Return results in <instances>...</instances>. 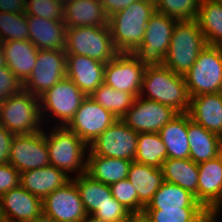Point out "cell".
Wrapping results in <instances>:
<instances>
[{"instance_id":"obj_52","label":"cell","mask_w":222,"mask_h":222,"mask_svg":"<svg viewBox=\"0 0 222 222\" xmlns=\"http://www.w3.org/2000/svg\"><path fill=\"white\" fill-rule=\"evenodd\" d=\"M210 1L215 2V3H219L222 5V0H210Z\"/></svg>"},{"instance_id":"obj_10","label":"cell","mask_w":222,"mask_h":222,"mask_svg":"<svg viewBox=\"0 0 222 222\" xmlns=\"http://www.w3.org/2000/svg\"><path fill=\"white\" fill-rule=\"evenodd\" d=\"M66 65L65 50H38L35 67L23 83L24 90L39 98L66 77Z\"/></svg>"},{"instance_id":"obj_11","label":"cell","mask_w":222,"mask_h":222,"mask_svg":"<svg viewBox=\"0 0 222 222\" xmlns=\"http://www.w3.org/2000/svg\"><path fill=\"white\" fill-rule=\"evenodd\" d=\"M138 135V132L118 119L96 138L89 149L95 155L134 161Z\"/></svg>"},{"instance_id":"obj_31","label":"cell","mask_w":222,"mask_h":222,"mask_svg":"<svg viewBox=\"0 0 222 222\" xmlns=\"http://www.w3.org/2000/svg\"><path fill=\"white\" fill-rule=\"evenodd\" d=\"M72 179L78 187L87 215H93L113 198L109 185L91 178L86 173L73 175Z\"/></svg>"},{"instance_id":"obj_30","label":"cell","mask_w":222,"mask_h":222,"mask_svg":"<svg viewBox=\"0 0 222 222\" xmlns=\"http://www.w3.org/2000/svg\"><path fill=\"white\" fill-rule=\"evenodd\" d=\"M164 181L176 184L195 195L198 201V164L189 159L167 158L162 165Z\"/></svg>"},{"instance_id":"obj_48","label":"cell","mask_w":222,"mask_h":222,"mask_svg":"<svg viewBox=\"0 0 222 222\" xmlns=\"http://www.w3.org/2000/svg\"><path fill=\"white\" fill-rule=\"evenodd\" d=\"M83 222H113L110 220H104L99 217H95L94 215H87Z\"/></svg>"},{"instance_id":"obj_5","label":"cell","mask_w":222,"mask_h":222,"mask_svg":"<svg viewBox=\"0 0 222 222\" xmlns=\"http://www.w3.org/2000/svg\"><path fill=\"white\" fill-rule=\"evenodd\" d=\"M0 123L14 135L44 130L39 98L24 89L0 103Z\"/></svg>"},{"instance_id":"obj_53","label":"cell","mask_w":222,"mask_h":222,"mask_svg":"<svg viewBox=\"0 0 222 222\" xmlns=\"http://www.w3.org/2000/svg\"><path fill=\"white\" fill-rule=\"evenodd\" d=\"M59 1H61L64 4L66 1H69V0H59Z\"/></svg>"},{"instance_id":"obj_43","label":"cell","mask_w":222,"mask_h":222,"mask_svg":"<svg viewBox=\"0 0 222 222\" xmlns=\"http://www.w3.org/2000/svg\"><path fill=\"white\" fill-rule=\"evenodd\" d=\"M14 136L0 123V164L9 163L10 147Z\"/></svg>"},{"instance_id":"obj_16","label":"cell","mask_w":222,"mask_h":222,"mask_svg":"<svg viewBox=\"0 0 222 222\" xmlns=\"http://www.w3.org/2000/svg\"><path fill=\"white\" fill-rule=\"evenodd\" d=\"M43 213L58 222H83L87 212L73 179L43 199Z\"/></svg>"},{"instance_id":"obj_23","label":"cell","mask_w":222,"mask_h":222,"mask_svg":"<svg viewBox=\"0 0 222 222\" xmlns=\"http://www.w3.org/2000/svg\"><path fill=\"white\" fill-rule=\"evenodd\" d=\"M66 28L108 25V16L99 0H69L64 3Z\"/></svg>"},{"instance_id":"obj_49","label":"cell","mask_w":222,"mask_h":222,"mask_svg":"<svg viewBox=\"0 0 222 222\" xmlns=\"http://www.w3.org/2000/svg\"><path fill=\"white\" fill-rule=\"evenodd\" d=\"M5 66H7L5 62V55L3 53L2 42L0 41V67Z\"/></svg>"},{"instance_id":"obj_25","label":"cell","mask_w":222,"mask_h":222,"mask_svg":"<svg viewBox=\"0 0 222 222\" xmlns=\"http://www.w3.org/2000/svg\"><path fill=\"white\" fill-rule=\"evenodd\" d=\"M132 161L95 155L90 149L87 154L86 174L106 185H111L128 176Z\"/></svg>"},{"instance_id":"obj_2","label":"cell","mask_w":222,"mask_h":222,"mask_svg":"<svg viewBox=\"0 0 222 222\" xmlns=\"http://www.w3.org/2000/svg\"><path fill=\"white\" fill-rule=\"evenodd\" d=\"M139 96L169 106L178 113L188 112L191 99L184 76L164 65H147Z\"/></svg>"},{"instance_id":"obj_13","label":"cell","mask_w":222,"mask_h":222,"mask_svg":"<svg viewBox=\"0 0 222 222\" xmlns=\"http://www.w3.org/2000/svg\"><path fill=\"white\" fill-rule=\"evenodd\" d=\"M45 128L35 133L14 136L9 163L20 173L50 165Z\"/></svg>"},{"instance_id":"obj_7","label":"cell","mask_w":222,"mask_h":222,"mask_svg":"<svg viewBox=\"0 0 222 222\" xmlns=\"http://www.w3.org/2000/svg\"><path fill=\"white\" fill-rule=\"evenodd\" d=\"M184 78L190 98L222 92V46L207 45Z\"/></svg>"},{"instance_id":"obj_15","label":"cell","mask_w":222,"mask_h":222,"mask_svg":"<svg viewBox=\"0 0 222 222\" xmlns=\"http://www.w3.org/2000/svg\"><path fill=\"white\" fill-rule=\"evenodd\" d=\"M117 120L110 111L87 96L66 127L90 146Z\"/></svg>"},{"instance_id":"obj_50","label":"cell","mask_w":222,"mask_h":222,"mask_svg":"<svg viewBox=\"0 0 222 222\" xmlns=\"http://www.w3.org/2000/svg\"><path fill=\"white\" fill-rule=\"evenodd\" d=\"M217 158L220 160L221 165H222V142H221V144H220V146H219V149H218Z\"/></svg>"},{"instance_id":"obj_20","label":"cell","mask_w":222,"mask_h":222,"mask_svg":"<svg viewBox=\"0 0 222 222\" xmlns=\"http://www.w3.org/2000/svg\"><path fill=\"white\" fill-rule=\"evenodd\" d=\"M190 119L222 138V92L191 97Z\"/></svg>"},{"instance_id":"obj_38","label":"cell","mask_w":222,"mask_h":222,"mask_svg":"<svg viewBox=\"0 0 222 222\" xmlns=\"http://www.w3.org/2000/svg\"><path fill=\"white\" fill-rule=\"evenodd\" d=\"M111 193L129 212H142L144 205L138 200L137 192L126 178L110 185Z\"/></svg>"},{"instance_id":"obj_35","label":"cell","mask_w":222,"mask_h":222,"mask_svg":"<svg viewBox=\"0 0 222 222\" xmlns=\"http://www.w3.org/2000/svg\"><path fill=\"white\" fill-rule=\"evenodd\" d=\"M151 222H206L212 215L205 208L143 210Z\"/></svg>"},{"instance_id":"obj_51","label":"cell","mask_w":222,"mask_h":222,"mask_svg":"<svg viewBox=\"0 0 222 222\" xmlns=\"http://www.w3.org/2000/svg\"><path fill=\"white\" fill-rule=\"evenodd\" d=\"M218 216H211L206 222H219Z\"/></svg>"},{"instance_id":"obj_39","label":"cell","mask_w":222,"mask_h":222,"mask_svg":"<svg viewBox=\"0 0 222 222\" xmlns=\"http://www.w3.org/2000/svg\"><path fill=\"white\" fill-rule=\"evenodd\" d=\"M64 4L59 0H26V15L63 21Z\"/></svg>"},{"instance_id":"obj_45","label":"cell","mask_w":222,"mask_h":222,"mask_svg":"<svg viewBox=\"0 0 222 222\" xmlns=\"http://www.w3.org/2000/svg\"><path fill=\"white\" fill-rule=\"evenodd\" d=\"M0 11L26 14V0H0Z\"/></svg>"},{"instance_id":"obj_27","label":"cell","mask_w":222,"mask_h":222,"mask_svg":"<svg viewBox=\"0 0 222 222\" xmlns=\"http://www.w3.org/2000/svg\"><path fill=\"white\" fill-rule=\"evenodd\" d=\"M188 142L190 159L196 164L217 158L222 138L190 119L188 114Z\"/></svg>"},{"instance_id":"obj_17","label":"cell","mask_w":222,"mask_h":222,"mask_svg":"<svg viewBox=\"0 0 222 222\" xmlns=\"http://www.w3.org/2000/svg\"><path fill=\"white\" fill-rule=\"evenodd\" d=\"M43 213V200L18 186L0 197L3 222H31Z\"/></svg>"},{"instance_id":"obj_32","label":"cell","mask_w":222,"mask_h":222,"mask_svg":"<svg viewBox=\"0 0 222 222\" xmlns=\"http://www.w3.org/2000/svg\"><path fill=\"white\" fill-rule=\"evenodd\" d=\"M196 20L207 45L222 46V5L201 0Z\"/></svg>"},{"instance_id":"obj_42","label":"cell","mask_w":222,"mask_h":222,"mask_svg":"<svg viewBox=\"0 0 222 222\" xmlns=\"http://www.w3.org/2000/svg\"><path fill=\"white\" fill-rule=\"evenodd\" d=\"M20 186V172L10 163L0 164V197Z\"/></svg>"},{"instance_id":"obj_36","label":"cell","mask_w":222,"mask_h":222,"mask_svg":"<svg viewBox=\"0 0 222 222\" xmlns=\"http://www.w3.org/2000/svg\"><path fill=\"white\" fill-rule=\"evenodd\" d=\"M29 40L26 14L0 11V41Z\"/></svg>"},{"instance_id":"obj_34","label":"cell","mask_w":222,"mask_h":222,"mask_svg":"<svg viewBox=\"0 0 222 222\" xmlns=\"http://www.w3.org/2000/svg\"><path fill=\"white\" fill-rule=\"evenodd\" d=\"M167 149L159 133H139L135 162L162 168Z\"/></svg>"},{"instance_id":"obj_41","label":"cell","mask_w":222,"mask_h":222,"mask_svg":"<svg viewBox=\"0 0 222 222\" xmlns=\"http://www.w3.org/2000/svg\"><path fill=\"white\" fill-rule=\"evenodd\" d=\"M129 212L123 205H121L115 198H112L109 203L97 210L93 215L104 220L113 222H124L129 216Z\"/></svg>"},{"instance_id":"obj_44","label":"cell","mask_w":222,"mask_h":222,"mask_svg":"<svg viewBox=\"0 0 222 222\" xmlns=\"http://www.w3.org/2000/svg\"><path fill=\"white\" fill-rule=\"evenodd\" d=\"M138 0H99L103 5L106 15L109 17L112 14L129 7L132 3Z\"/></svg>"},{"instance_id":"obj_3","label":"cell","mask_w":222,"mask_h":222,"mask_svg":"<svg viewBox=\"0 0 222 222\" xmlns=\"http://www.w3.org/2000/svg\"><path fill=\"white\" fill-rule=\"evenodd\" d=\"M46 132L50 165L76 176L86 173L89 146L66 126H56ZM72 173V174H71Z\"/></svg>"},{"instance_id":"obj_33","label":"cell","mask_w":222,"mask_h":222,"mask_svg":"<svg viewBox=\"0 0 222 222\" xmlns=\"http://www.w3.org/2000/svg\"><path fill=\"white\" fill-rule=\"evenodd\" d=\"M89 97L110 111L117 119H121L126 114L136 99L133 93L114 89L105 83L101 84Z\"/></svg>"},{"instance_id":"obj_37","label":"cell","mask_w":222,"mask_h":222,"mask_svg":"<svg viewBox=\"0 0 222 222\" xmlns=\"http://www.w3.org/2000/svg\"><path fill=\"white\" fill-rule=\"evenodd\" d=\"M201 0H155L156 11L177 20H195Z\"/></svg>"},{"instance_id":"obj_12","label":"cell","mask_w":222,"mask_h":222,"mask_svg":"<svg viewBox=\"0 0 222 222\" xmlns=\"http://www.w3.org/2000/svg\"><path fill=\"white\" fill-rule=\"evenodd\" d=\"M177 114L169 106L137 96L121 120L138 133H159Z\"/></svg>"},{"instance_id":"obj_28","label":"cell","mask_w":222,"mask_h":222,"mask_svg":"<svg viewBox=\"0 0 222 222\" xmlns=\"http://www.w3.org/2000/svg\"><path fill=\"white\" fill-rule=\"evenodd\" d=\"M127 179L134 186L138 200L146 207L164 182L162 168L132 161Z\"/></svg>"},{"instance_id":"obj_47","label":"cell","mask_w":222,"mask_h":222,"mask_svg":"<svg viewBox=\"0 0 222 222\" xmlns=\"http://www.w3.org/2000/svg\"><path fill=\"white\" fill-rule=\"evenodd\" d=\"M31 222H58V221L55 220L54 218L49 217V216L45 215L44 213H42L41 215H39L37 218H35Z\"/></svg>"},{"instance_id":"obj_46","label":"cell","mask_w":222,"mask_h":222,"mask_svg":"<svg viewBox=\"0 0 222 222\" xmlns=\"http://www.w3.org/2000/svg\"><path fill=\"white\" fill-rule=\"evenodd\" d=\"M124 222H151V220L147 214L142 211L130 213Z\"/></svg>"},{"instance_id":"obj_1","label":"cell","mask_w":222,"mask_h":222,"mask_svg":"<svg viewBox=\"0 0 222 222\" xmlns=\"http://www.w3.org/2000/svg\"><path fill=\"white\" fill-rule=\"evenodd\" d=\"M155 11V1L138 0L109 16L108 25L118 53H133L139 47L145 27Z\"/></svg>"},{"instance_id":"obj_21","label":"cell","mask_w":222,"mask_h":222,"mask_svg":"<svg viewBox=\"0 0 222 222\" xmlns=\"http://www.w3.org/2000/svg\"><path fill=\"white\" fill-rule=\"evenodd\" d=\"M29 41L39 50H65L66 25L64 21L46 20L26 15Z\"/></svg>"},{"instance_id":"obj_26","label":"cell","mask_w":222,"mask_h":222,"mask_svg":"<svg viewBox=\"0 0 222 222\" xmlns=\"http://www.w3.org/2000/svg\"><path fill=\"white\" fill-rule=\"evenodd\" d=\"M188 113H178L159 134L167 149V158L189 159Z\"/></svg>"},{"instance_id":"obj_19","label":"cell","mask_w":222,"mask_h":222,"mask_svg":"<svg viewBox=\"0 0 222 222\" xmlns=\"http://www.w3.org/2000/svg\"><path fill=\"white\" fill-rule=\"evenodd\" d=\"M105 65L84 55H67L66 77L89 96L104 83Z\"/></svg>"},{"instance_id":"obj_8","label":"cell","mask_w":222,"mask_h":222,"mask_svg":"<svg viewBox=\"0 0 222 222\" xmlns=\"http://www.w3.org/2000/svg\"><path fill=\"white\" fill-rule=\"evenodd\" d=\"M86 97L87 96L72 82V80L67 77L57 82L39 97L44 126L49 123L45 121L49 120L50 114V121L52 120V116L54 117L53 121L57 120L56 126H66L74 117L75 112Z\"/></svg>"},{"instance_id":"obj_24","label":"cell","mask_w":222,"mask_h":222,"mask_svg":"<svg viewBox=\"0 0 222 222\" xmlns=\"http://www.w3.org/2000/svg\"><path fill=\"white\" fill-rule=\"evenodd\" d=\"M2 48L7 67L24 83L35 67L39 49L29 40L2 42Z\"/></svg>"},{"instance_id":"obj_6","label":"cell","mask_w":222,"mask_h":222,"mask_svg":"<svg viewBox=\"0 0 222 222\" xmlns=\"http://www.w3.org/2000/svg\"><path fill=\"white\" fill-rule=\"evenodd\" d=\"M65 52L66 55H84L103 63L109 62L118 54L109 25L66 28Z\"/></svg>"},{"instance_id":"obj_9","label":"cell","mask_w":222,"mask_h":222,"mask_svg":"<svg viewBox=\"0 0 222 222\" xmlns=\"http://www.w3.org/2000/svg\"><path fill=\"white\" fill-rule=\"evenodd\" d=\"M178 20L155 11L145 27L142 43L133 54L146 65H163Z\"/></svg>"},{"instance_id":"obj_18","label":"cell","mask_w":222,"mask_h":222,"mask_svg":"<svg viewBox=\"0 0 222 222\" xmlns=\"http://www.w3.org/2000/svg\"><path fill=\"white\" fill-rule=\"evenodd\" d=\"M198 202L212 215L222 209V165L218 158L198 164Z\"/></svg>"},{"instance_id":"obj_14","label":"cell","mask_w":222,"mask_h":222,"mask_svg":"<svg viewBox=\"0 0 222 222\" xmlns=\"http://www.w3.org/2000/svg\"><path fill=\"white\" fill-rule=\"evenodd\" d=\"M146 67L133 53H118L105 65L104 83L137 97Z\"/></svg>"},{"instance_id":"obj_29","label":"cell","mask_w":222,"mask_h":222,"mask_svg":"<svg viewBox=\"0 0 222 222\" xmlns=\"http://www.w3.org/2000/svg\"><path fill=\"white\" fill-rule=\"evenodd\" d=\"M204 208L195 195L182 187L164 181L144 210Z\"/></svg>"},{"instance_id":"obj_4","label":"cell","mask_w":222,"mask_h":222,"mask_svg":"<svg viewBox=\"0 0 222 222\" xmlns=\"http://www.w3.org/2000/svg\"><path fill=\"white\" fill-rule=\"evenodd\" d=\"M206 46L207 42L196 19L178 20L163 65L184 76Z\"/></svg>"},{"instance_id":"obj_22","label":"cell","mask_w":222,"mask_h":222,"mask_svg":"<svg viewBox=\"0 0 222 222\" xmlns=\"http://www.w3.org/2000/svg\"><path fill=\"white\" fill-rule=\"evenodd\" d=\"M72 177L54 166L31 169L20 173V186L40 199L67 184Z\"/></svg>"},{"instance_id":"obj_40","label":"cell","mask_w":222,"mask_h":222,"mask_svg":"<svg viewBox=\"0 0 222 222\" xmlns=\"http://www.w3.org/2000/svg\"><path fill=\"white\" fill-rule=\"evenodd\" d=\"M23 89L22 81L7 66L0 67V103Z\"/></svg>"}]
</instances>
